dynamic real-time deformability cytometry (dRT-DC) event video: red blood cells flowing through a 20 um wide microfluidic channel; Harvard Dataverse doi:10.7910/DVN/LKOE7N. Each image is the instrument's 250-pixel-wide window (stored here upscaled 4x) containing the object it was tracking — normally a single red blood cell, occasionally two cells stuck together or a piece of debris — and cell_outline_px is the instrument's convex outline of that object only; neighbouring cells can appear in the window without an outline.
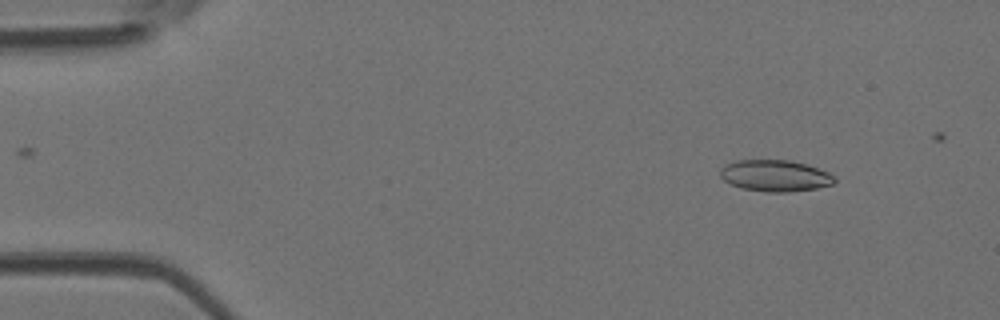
{"species": "Egyptian fruit bat (a non-hibernating species)", "species_latin": "Rousettus aegyptiacus", "temperature_condition": "room temperature", "stored_images_in_passage": 42, "camera_frame_rate_fps": 3000, "um_per_image_px": 0.085, "animal": {"sex": "female"}, "frame": {"image": 1, "passage_image": 5, "time_ms": 1.333, "image_size_px": [1000, 320], "cell_outline_px": [[836, 180], [832, 184], [816, 188], [788, 192], [768, 192], [740, 188], [724, 180], [720, 176], [720, 168], [724, 164], [736, 160], [792, 160], [828, 172]], "centroid_in_image_um": [65.83, 14.93], "position_along_channel_um": 19.2, "area_um2": 20.87}}
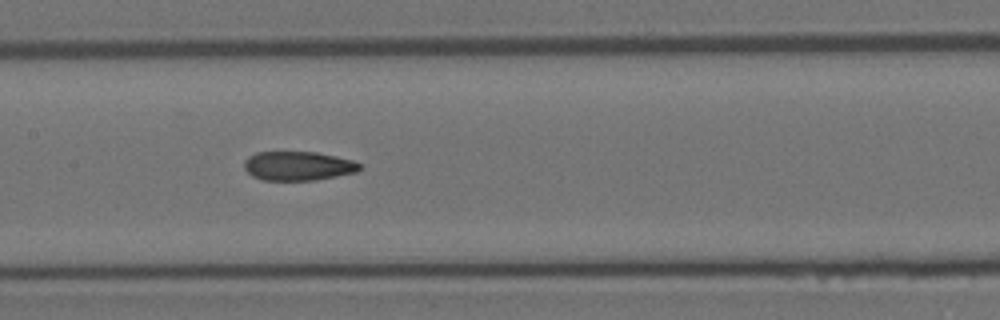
{"frame": {"image": 2, "passage_image": 23, "time_ms": 7.333, "image_size_px": [1000, 320], "cell_outline_px": [[360, 168], [356, 172], [316, 180], [264, 180], [252, 176], [244, 168], [244, 160], [248, 156], [256, 152], [316, 152], [336, 156], [352, 160], [360, 164]], "centroid_in_image_um": [25.31, 14.1], "position_along_channel_um": 182.1, "area_um2": 19.54}}
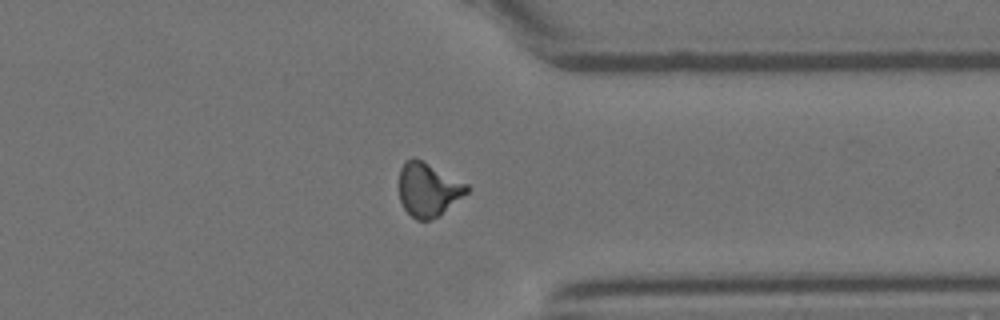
{"frame": {"image": 3, "passage_image": 37, "time_ms": 12.0, "image_size_px": [1000, 320], "cell_outline_px": [[468, 192], [436, 216], [428, 220], [416, 220], [404, 208], [400, 200], [400, 168], [404, 160], [420, 160], [468, 184]], "centroid_in_image_um": [36.37, 16.12], "position_along_channel_um": 375.0, "area_um2": 20.4}}